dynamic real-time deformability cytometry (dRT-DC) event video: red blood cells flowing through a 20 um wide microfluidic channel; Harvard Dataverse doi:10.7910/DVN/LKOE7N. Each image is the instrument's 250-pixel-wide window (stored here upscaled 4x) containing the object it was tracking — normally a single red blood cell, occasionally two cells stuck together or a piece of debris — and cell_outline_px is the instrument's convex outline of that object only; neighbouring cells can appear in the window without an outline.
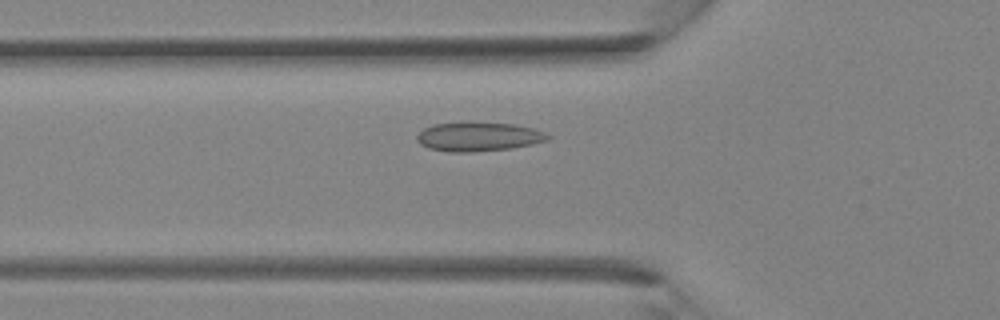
{"species": "Egyptian fruit bat (a non-hibernating species)", "species_latin": "Rousettus aegyptiacus", "temperature_condition": "room temperature", "stored_images_in_passage": 35, "camera_frame_rate_fps": 3000, "um_per_image_px": 0.085, "animal": {"sex": "female"}, "frame": {"image": 1, "passage_image": 11, "time_ms": 3.333, "image_size_px": [1000, 320], "cell_outline_px": [[552, 136], [548, 140], [532, 144], [512, 148], [472, 152], [452, 152], [428, 148], [420, 144], [416, 140], [416, 136], [424, 128], [432, 124], [516, 124], [532, 128], [544, 132]], "centroid_in_image_um": [40.68, 11.65], "position_along_channel_um": 85.1, "area_um2": 21.62}}
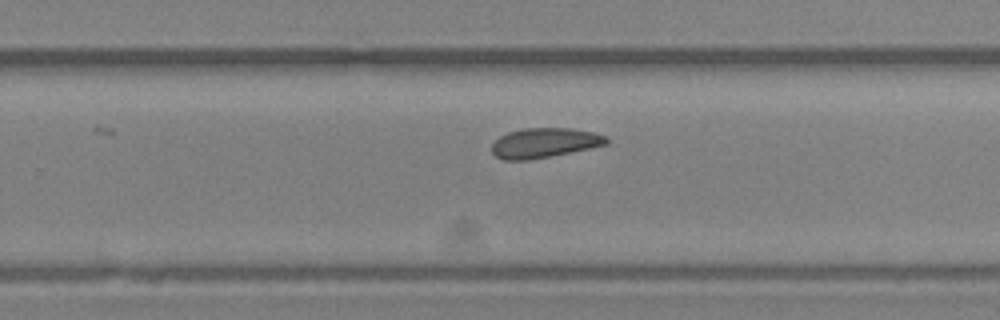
{"frame": {"image": 2, "passage_image": 22, "time_ms": 7.0, "image_size_px": [1000, 320], "cell_outline_px": [[608, 144], [552, 156], [528, 160], [504, 160], [496, 156], [492, 152], [492, 144], [500, 136], [508, 132], [524, 128], [572, 128], [592, 132], [604, 136], [608, 140]], "centroid_in_image_um": [46.25, 12.14], "position_along_channel_um": 283.5, "area_um2": 19.77}}
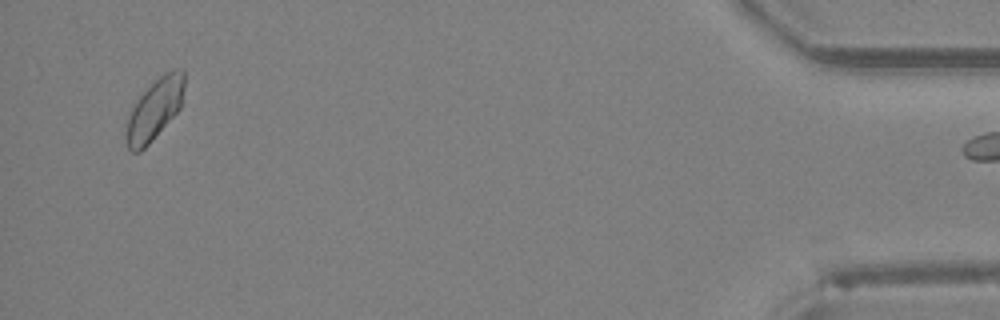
{"frame": {"image": 3, "passage_image": 34, "time_ms": 11.0, "image_size_px": [1000, 320], "cell_outline_px": [[184, 88], [180, 108], [148, 144], [140, 152], [132, 152], [128, 148], [124, 136], [124, 132], [128, 116], [136, 100], [164, 72], [172, 68], [184, 68]], "centroid_in_image_um": [13.13, 9.28], "position_along_channel_um": 422.1, "area_um2": 20.58}}